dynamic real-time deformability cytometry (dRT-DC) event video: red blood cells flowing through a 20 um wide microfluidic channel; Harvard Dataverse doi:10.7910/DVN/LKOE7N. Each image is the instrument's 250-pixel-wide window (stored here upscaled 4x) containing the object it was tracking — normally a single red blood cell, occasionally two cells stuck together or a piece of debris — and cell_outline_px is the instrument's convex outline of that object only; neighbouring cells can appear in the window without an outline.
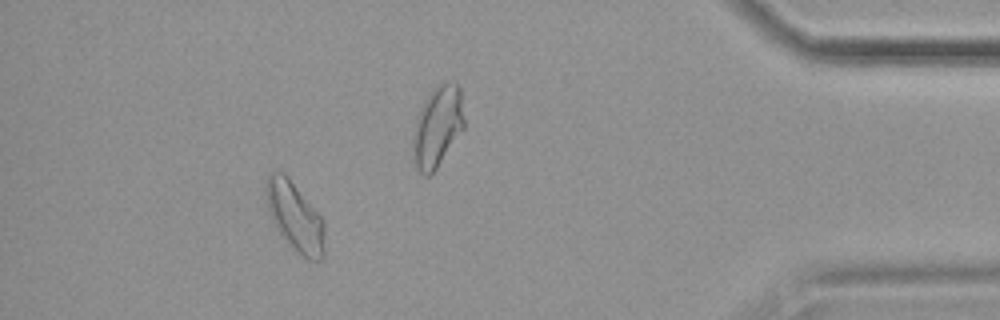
{"species": "common noctule bat (a hibernating species)", "species_latin": "Nyctalus noctula", "temperature_condition": "cold", "stored_images_in_passage": 14, "camera_frame_rate_fps": 3000, "um_per_image_px": 0.085, "animal": {"sex": "female", "body_mass_g": 19.9}, "frame": {"image": 1, "passage_image": 12, "time_ms": 13.667, "image_size_px": [1000, 320], "cell_outline_px": [[324, 252], [320, 260], [308, 260], [292, 248], [288, 244], [276, 228], [268, 212], [264, 192], [264, 184], [268, 176], [272, 172], [284, 172], [288, 176], [324, 220]], "centroid_in_image_um": [25.04, 18.4], "position_along_channel_um": 410.2, "area_um2": 23.76}, "authors_computed_cell_mechanics": {"area_um2": 20.0566, "velocity_mm_per_s": 3.5364, "shape_relaxation_time_tau1_ms": null, "shape_relaxation_time_tau2_ms": 4.4707, "deformation_change_tau1": null, "deformation_change_tau2": 0.0655}}